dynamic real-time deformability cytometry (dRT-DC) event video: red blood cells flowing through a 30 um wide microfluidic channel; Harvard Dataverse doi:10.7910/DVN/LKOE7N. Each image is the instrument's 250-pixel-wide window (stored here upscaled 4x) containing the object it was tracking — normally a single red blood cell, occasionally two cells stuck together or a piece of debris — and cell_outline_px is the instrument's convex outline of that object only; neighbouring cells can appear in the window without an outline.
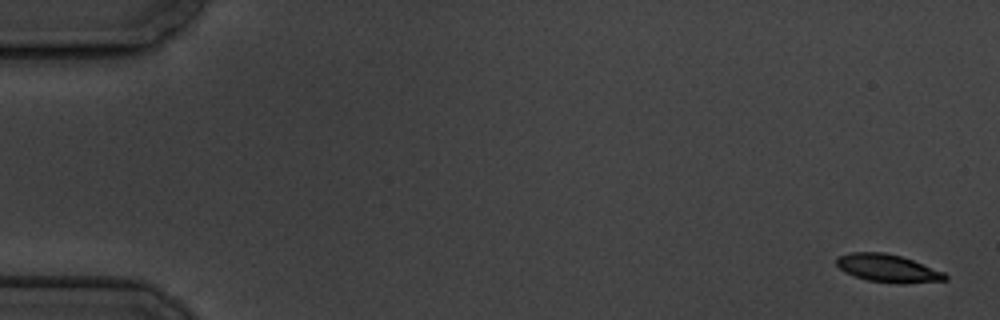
{"species": "common noctule bat (a hibernating species)", "species_latin": "Nyctalus noctula", "temperature_condition": "cold", "stored_images_in_passage": 5, "camera_frame_rate_fps": 3000, "um_per_image_px": 0.085, "animal": {"sex": "male", "body_mass_g": 19.5, "forearm_length_mm": 54.6}, "frame": {"image": 1, "passage_image": 1, "time_ms": 0.0, "image_size_px": [1000, 320], "cell_outline_px": [[948, 280], [904, 284], [900, 284], [868, 280], [844, 272], [836, 264], [836, 256], [852, 252], [884, 252], [900, 256], [912, 260], [944, 272], [948, 276]], "centroid_in_image_um": [75.46, 22.8], "position_along_channel_um": 9.5, "area_um2": 17.63}}
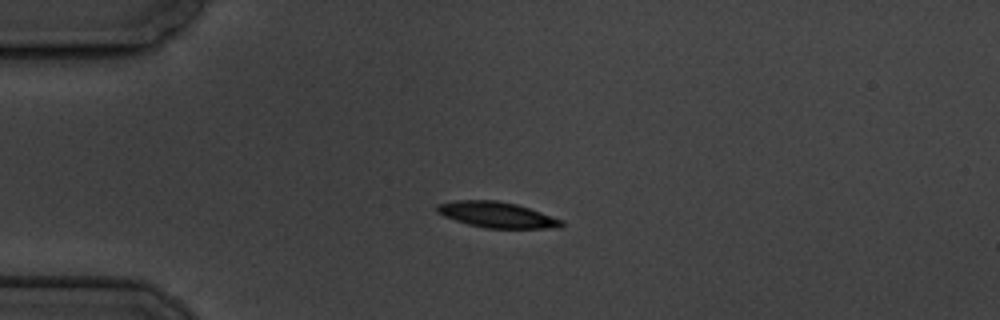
{"frame": {"image": 2, "passage_image": 4, "time_ms": 4.333, "image_size_px": [1000, 320], "cell_outline_px": [[564, 224], [560, 228], [484, 228], [468, 224], [444, 216], [436, 212], [436, 204], [456, 200], [496, 200], [516, 204], [564, 220]], "centroid_in_image_um": [42.23, 18.25], "position_along_channel_um": 42.8, "area_um2": 18.67}}